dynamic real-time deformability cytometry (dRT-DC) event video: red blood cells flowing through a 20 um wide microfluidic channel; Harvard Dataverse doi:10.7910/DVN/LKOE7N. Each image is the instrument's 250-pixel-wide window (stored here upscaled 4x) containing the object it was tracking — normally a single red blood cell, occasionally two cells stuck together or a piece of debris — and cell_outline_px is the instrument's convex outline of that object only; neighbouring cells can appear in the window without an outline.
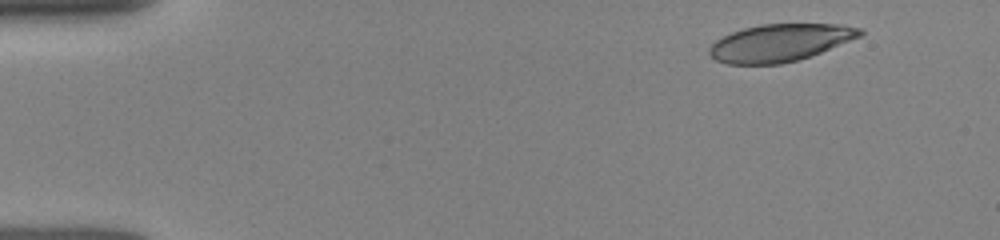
{"species": "human", "species_latin": "Homo sapiens", "temperature_condition": "room temperature", "stored_images_in_passage": 36, "camera_frame_rate_fps": 3000, "um_per_image_px": 0.085, "donor": {"sex": "female"}, "frame": {"image": 1, "passage_image": 1, "time_ms": 0.0, "image_size_px": [1000, 240], "cell_outline_px": [[864, 32], [860, 36], [820, 52], [796, 60], [780, 64], [728, 64], [716, 60], [708, 52], [708, 48], [716, 40], [732, 32], [744, 28], [760, 24], [840, 24], [864, 28]], "centroid_in_image_um": [66.29, 3.62], "position_along_channel_um": 18.7, "area_um2": 32.54}}
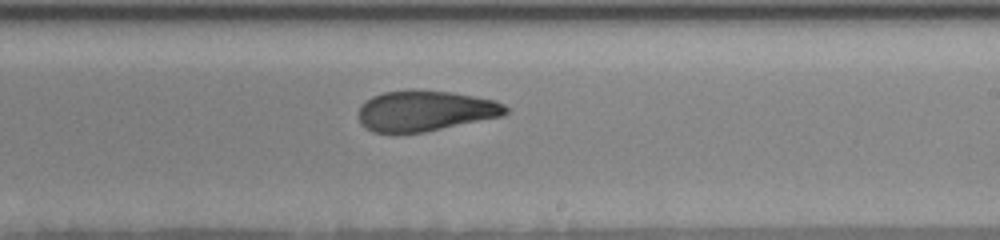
{"frame": {"image": 2, "passage_image": 19, "time_ms": 8.333, "image_size_px": [1000, 240], "cell_outline_px": [[508, 112], [504, 116], [424, 132], [372, 132], [360, 124], [360, 104], [372, 96], [384, 92], [452, 92], [496, 100], [504, 104], [508, 108]], "centroid_in_image_um": [36.18, 9.45], "position_along_channel_um": 252.8, "area_um2": 34.16}}
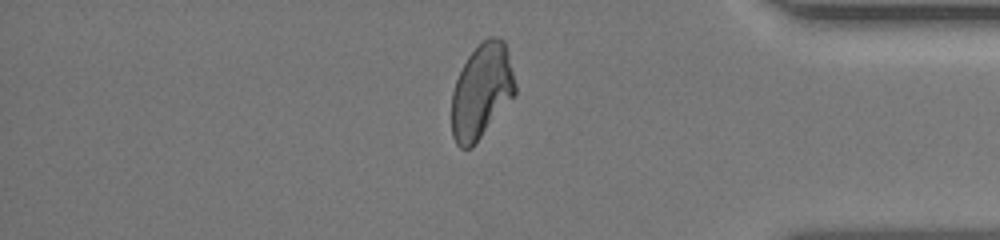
{"frame": {"image": 3, "passage_image": 32, "time_ms": 12.333, "image_size_px": [1000, 240], "cell_outline_px": [[516, 92], [472, 148], [460, 148], [456, 144], [452, 136], [452, 92], [456, 80], [468, 56], [488, 36], [496, 36], [504, 40], [508, 52], [516, 84]], "centroid_in_image_um": [40.93, 7.75], "position_along_channel_um": 394.3, "area_um2": 34.68}}